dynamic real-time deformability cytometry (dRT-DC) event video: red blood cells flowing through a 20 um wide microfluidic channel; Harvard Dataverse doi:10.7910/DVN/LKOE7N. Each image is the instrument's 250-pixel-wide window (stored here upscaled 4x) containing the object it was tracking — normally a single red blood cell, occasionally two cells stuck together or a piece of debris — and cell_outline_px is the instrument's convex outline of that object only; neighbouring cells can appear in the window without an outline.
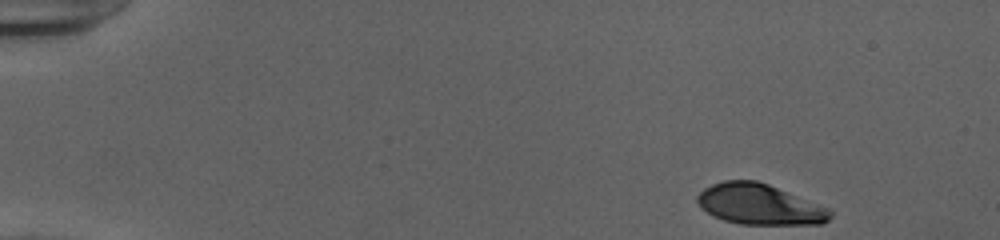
{"species": "human", "species_latin": "Homo sapiens", "temperature_condition": "cold", "stored_images_in_passage": 42, "camera_frame_rate_fps": 3000, "um_per_image_px": 0.085, "donor": {"sex": "female"}, "frame": {"image": 1, "passage_image": 1, "time_ms": 0.0, "image_size_px": [1000, 240], "cell_outline_px": [[832, 216], [828, 220], [820, 224], [740, 224], [724, 220], [712, 216], [700, 208], [696, 200], [696, 196], [704, 188], [712, 184], [724, 180], [756, 180], [768, 184], [828, 208], [832, 212]], "centroid_in_image_um": [64.51, 17.37], "position_along_channel_um": 20.5, "area_um2": 31.39}}
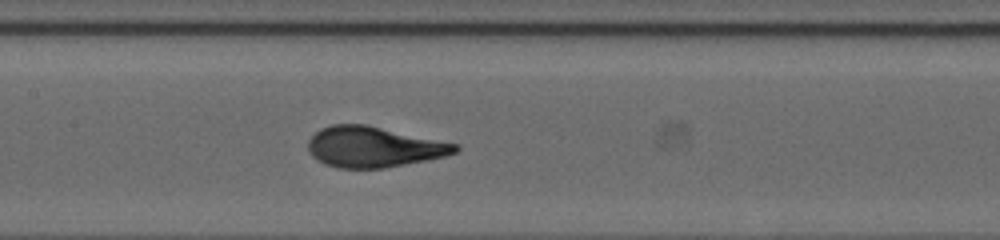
{"frame": {"image": 2, "passage_image": 22, "time_ms": 7.0, "image_size_px": [1000, 240], "cell_outline_px": [[460, 148], [456, 152], [444, 156], [384, 168], [336, 168], [324, 164], [316, 160], [308, 152], [308, 140], [320, 128], [332, 124], [364, 124], [460, 144]], "centroid_in_image_um": [31.73, 12.49], "position_along_channel_um": 175.7, "area_um2": 34.8}}
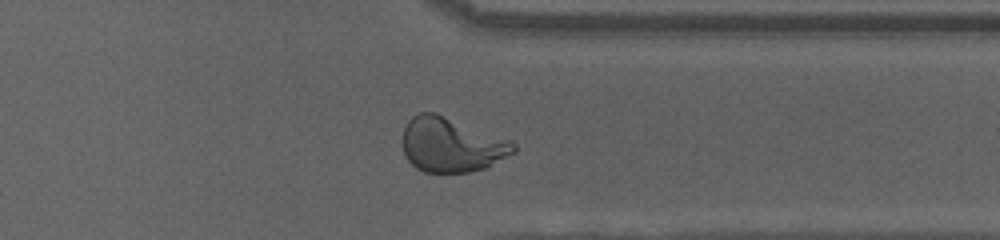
{"frame": {"image": 3, "passage_image": 37, "time_ms": 12.0, "image_size_px": [1000, 240], "cell_outline_px": [[516, 152], [488, 168], [472, 172], [424, 172], [416, 168], [404, 156], [404, 128], [408, 120], [412, 116], [420, 112], [436, 112], [512, 140], [516, 144]], "centroid_in_image_um": [38.42, 12.31], "position_along_channel_um": 373.0, "area_um2": 35.72}, "authors_computed_cell_mechanics": {"area_um2": 34.391, "velocity_mm_per_s": 3.9622, "shape_relaxation_time_tau1_ms": 4.3084, "shape_relaxation_time_tau2_ms": null, "deformation_change_tau1": 0.2116, "deformation_change_tau2": null}}